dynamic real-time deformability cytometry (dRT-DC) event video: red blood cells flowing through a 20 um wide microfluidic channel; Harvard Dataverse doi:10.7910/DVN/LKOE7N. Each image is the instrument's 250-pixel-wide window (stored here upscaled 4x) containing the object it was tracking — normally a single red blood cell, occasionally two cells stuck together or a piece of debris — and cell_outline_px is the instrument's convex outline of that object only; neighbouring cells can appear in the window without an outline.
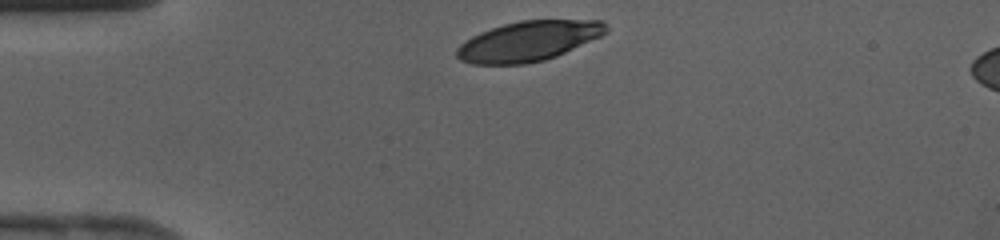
{"species": "human", "species_latin": "Homo sapiens", "temperature_condition": "cold", "stored_images_in_passage": 26, "camera_frame_rate_fps": 3000, "um_per_image_px": 0.085, "donor": {"sex": "female"}, "frame": {"image": 1, "passage_image": 1, "time_ms": 0.0, "image_size_px": [1000, 240], "cell_outline_px": [[608, 32], [600, 36], [556, 56], [544, 60], [524, 64], [472, 64], [460, 60], [456, 56], [456, 48], [460, 44], [472, 36], [480, 32], [504, 24], [520, 20], [604, 20], [608, 24]], "centroid_in_image_um": [44.92, 3.49], "position_along_channel_um": 40.1, "area_um2": 34.74}}
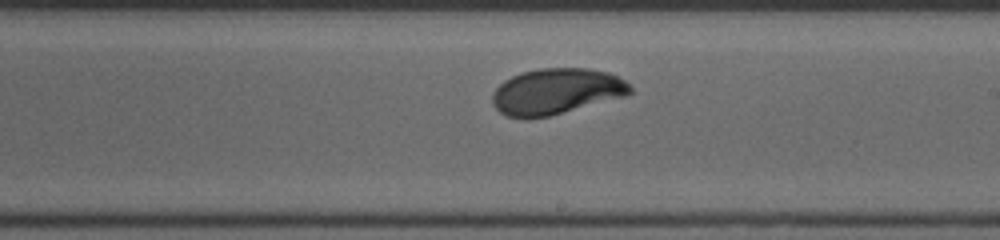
{"frame": {"image": 2, "passage_image": 16, "time_ms": 5.0, "image_size_px": [1000, 240], "cell_outline_px": [[632, 92], [624, 96], [548, 116], [508, 116], [500, 112], [496, 108], [492, 100], [492, 92], [504, 80], [512, 76], [524, 72], [540, 68], [588, 68], [608, 72], [624, 80], [632, 88]], "centroid_in_image_um": [47.29, 7.74], "position_along_channel_um": 241.7, "area_um2": 36.13}}
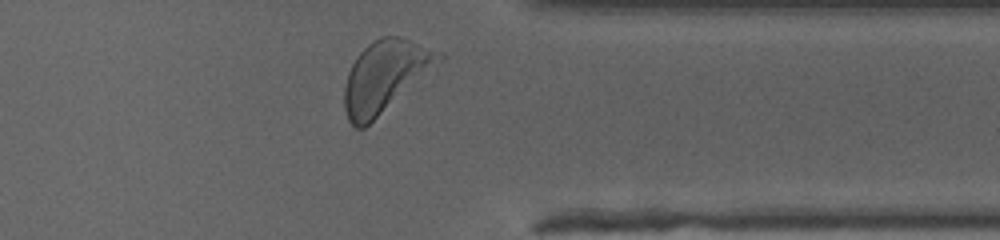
{"frame": {"image": 3, "passage_image": 25, "time_ms": 8.0, "image_size_px": [1000, 240], "cell_outline_px": [[444, 56], [440, 60], [364, 128], [356, 128], [348, 120], [344, 108], [344, 88], [348, 72], [356, 56], [368, 44], [380, 36], [400, 36], [444, 52]], "centroid_in_image_um": [32.67, 6.44], "position_along_channel_um": 378.7, "area_um2": 38.15}}